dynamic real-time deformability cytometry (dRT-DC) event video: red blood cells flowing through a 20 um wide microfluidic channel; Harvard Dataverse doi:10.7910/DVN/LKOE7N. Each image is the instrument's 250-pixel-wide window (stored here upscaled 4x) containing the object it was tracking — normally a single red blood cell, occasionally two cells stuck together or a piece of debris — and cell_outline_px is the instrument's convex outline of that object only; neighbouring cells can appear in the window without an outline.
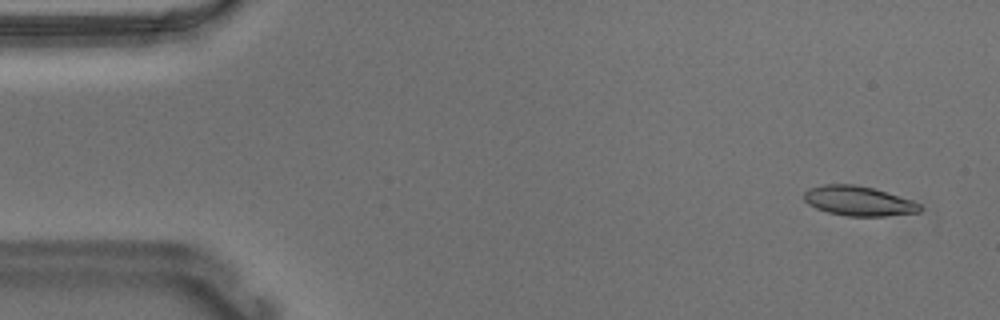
{"species": "Egyptian fruit bat (a non-hibernating species)", "species_latin": "Rousettus aegyptiacus", "temperature_condition": "warm", "stored_images_in_passage": 54, "camera_frame_rate_fps": 3000, "um_per_image_px": 0.085, "animal": {"sex": "male"}, "frame": {"image": 1, "passage_image": 3, "time_ms": 0.667, "image_size_px": [1000, 320], "cell_outline_px": [[924, 208], [920, 212], [884, 216], [848, 216], [828, 212], [816, 208], [808, 204], [804, 200], [804, 192], [808, 188], [824, 184], [856, 184], [872, 188], [912, 200], [920, 204]], "centroid_in_image_um": [72.97, 17.08], "position_along_channel_um": 12.0, "area_um2": 20.06}}
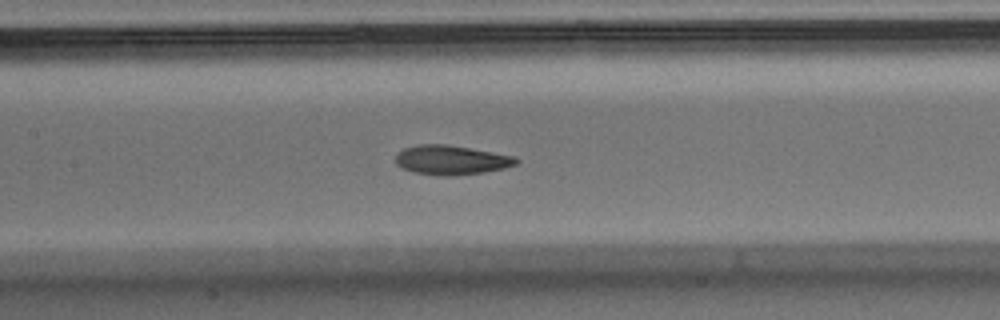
{"frame": {"image": 2, "passage_image": 25, "time_ms": 8.0, "image_size_px": [1000, 320], "cell_outline_px": [[520, 160], [516, 164], [504, 168], [484, 172], [444, 176], [412, 172], [400, 168], [396, 164], [396, 152], [404, 148], [420, 144], [448, 144], [516, 156]], "centroid_in_image_um": [38.34, 13.59], "position_along_channel_um": 169.1, "area_um2": 20.75}}
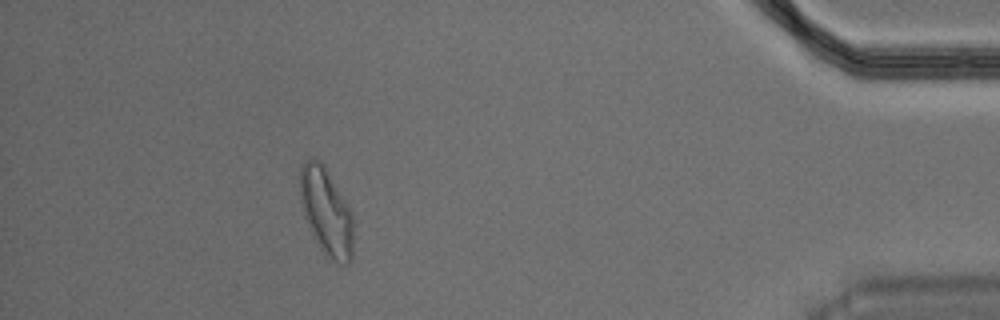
{"frame": {"image": 3, "passage_image": 49, "time_ms": 16.0, "image_size_px": [1000, 320], "cell_outline_px": [[352, 260], [348, 264], [344, 264], [328, 260], [312, 236], [304, 216], [300, 200], [300, 168], [304, 160], [308, 156], [312, 156], [320, 160], [324, 164], [348, 208], [352, 216]], "centroid_in_image_um": [27.69, 17.99], "position_along_channel_um": 407.5, "area_um2": 27.22}, "authors_computed_cell_mechanics": {"area_um2": 20.5768, "velocity_mm_per_s": 3.6626, "shape_relaxation_time_tau1_ms": 6.4178, "shape_relaxation_time_tau2_ms": 2.6495, "deformation_change_tau1": 0.2084, "deformation_change_tau2": 0.104}}